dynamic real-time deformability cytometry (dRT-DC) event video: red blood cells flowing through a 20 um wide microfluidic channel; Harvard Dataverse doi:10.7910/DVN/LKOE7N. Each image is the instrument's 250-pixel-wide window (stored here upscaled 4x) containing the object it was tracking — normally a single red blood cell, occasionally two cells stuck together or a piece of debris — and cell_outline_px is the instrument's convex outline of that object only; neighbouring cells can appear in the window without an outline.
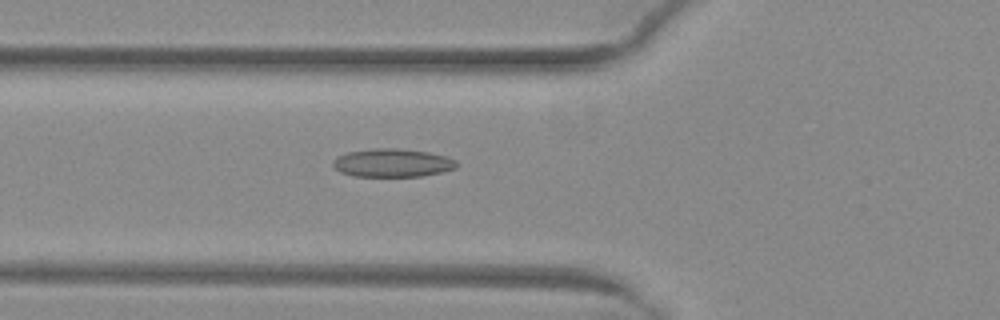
{"species": "common noctule bat (a hibernating species)", "species_latin": "Nyctalus noctula", "temperature_condition": "warm", "stored_images_in_passage": 52, "camera_frame_rate_fps": 3000, "um_per_image_px": 0.085, "animal": {"sex": "female", "body_mass_g": 29.2, "forearm_length_mm": 56.3}, "frame": {"image": 1, "passage_image": 20, "time_ms": 6.333, "image_size_px": [1000, 320], "cell_outline_px": [[456, 168], [440, 172], [420, 176], [352, 176], [340, 172], [332, 164], [332, 160], [336, 156], [348, 152], [372, 148], [400, 148], [428, 152], [448, 156], [456, 160]], "centroid_in_image_um": [33.33, 13.83], "position_along_channel_um": 92.5, "area_um2": 20.46}}
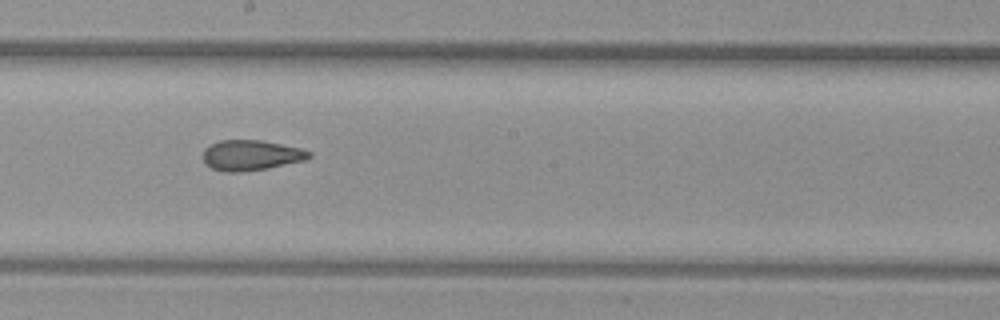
{"frame": {"image": 2, "passage_image": 30, "time_ms": 9.667, "image_size_px": [1000, 320], "cell_outline_px": [[312, 156], [304, 160], [268, 168], [240, 172], [224, 172], [212, 168], [204, 164], [204, 148], [220, 140], [260, 140], [300, 148], [312, 152]], "centroid_in_image_um": [21.32, 13.2], "position_along_channel_um": 226.9, "area_um2": 18.67}}
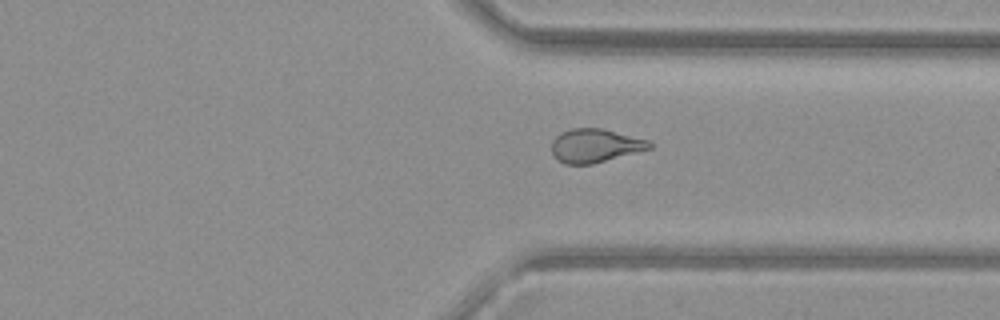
{"frame": {"image": 3, "passage_image": 40, "time_ms": 13.0, "image_size_px": [1000, 320], "cell_outline_px": [[652, 148], [592, 164], [564, 164], [552, 156], [552, 140], [560, 132], [572, 128], [600, 128], [648, 140], [652, 144]], "centroid_in_image_um": [50.54, 12.38], "position_along_channel_um": 360.9, "area_um2": 19.07}, "authors_computed_cell_mechanics": {"area_um2": 20.4323, "velocity_mm_per_s": 4.0126, "shape_relaxation_time_tau1_ms": null, "shape_relaxation_time_tau2_ms": 2.0245, "deformation_change_tau1": null, "deformation_change_tau2": 0.09}}